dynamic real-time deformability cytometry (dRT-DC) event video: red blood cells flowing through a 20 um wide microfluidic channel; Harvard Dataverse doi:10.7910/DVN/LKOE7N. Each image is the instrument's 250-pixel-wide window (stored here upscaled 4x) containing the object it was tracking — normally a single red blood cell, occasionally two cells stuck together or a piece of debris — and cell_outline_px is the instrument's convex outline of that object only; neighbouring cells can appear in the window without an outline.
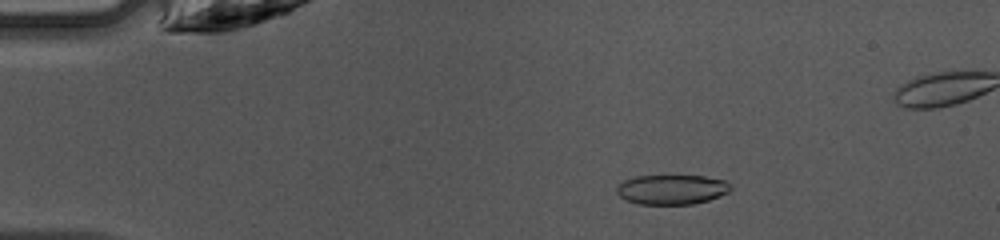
{"species": "common noctule bat (a hibernating species)", "species_latin": "Nyctalus noctula", "temperature_condition": "warm", "stored_images_in_passage": 46, "camera_frame_rate_fps": 3000, "um_per_image_px": 0.085, "animal": {"sex": "female", "body_mass_g": 10.0, "forearm_length_mm": 53.1}, "frame": {"image": 1, "passage_image": 9, "time_ms": 2.667, "image_size_px": [1000, 240], "cell_outline_px": [[732, 188], [728, 192], [720, 196], [708, 200], [692, 204], [640, 204], [624, 200], [616, 192], [616, 188], [624, 180], [636, 176], [704, 176], [724, 180]], "centroid_in_image_um": [57.08, 16.11], "position_along_channel_um": 27.9, "area_um2": 19.65}}
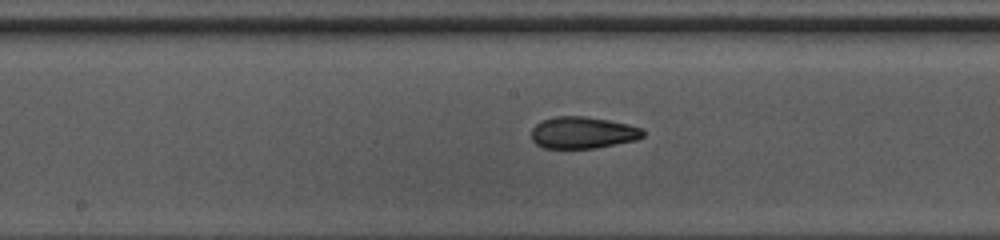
{"frame": {"image": 2, "passage_image": 25, "time_ms": 8.0, "image_size_px": [1000, 240], "cell_outline_px": [[644, 136], [636, 140], [596, 148], [544, 148], [536, 144], [532, 140], [532, 128], [536, 124], [544, 120], [556, 116], [584, 116], [608, 120], [628, 124], [644, 128]], "centroid_in_image_um": [49.56, 11.28], "position_along_channel_um": 198.6, "area_um2": 20.69}}
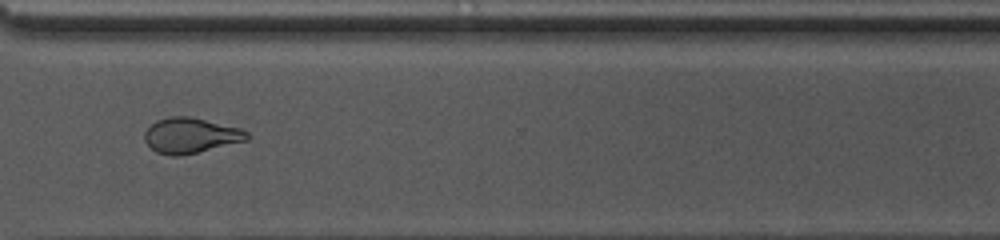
{"frame": {"image": 3, "passage_image": 36, "time_ms": 11.667, "image_size_px": [1000, 240], "cell_outline_px": [[248, 140], [180, 156], [172, 156], [156, 152], [144, 140], [144, 132], [156, 120], [168, 116], [192, 116], [240, 128], [248, 132]], "centroid_in_image_um": [16.19, 11.5], "position_along_channel_um": 354.4, "area_um2": 21.1}}